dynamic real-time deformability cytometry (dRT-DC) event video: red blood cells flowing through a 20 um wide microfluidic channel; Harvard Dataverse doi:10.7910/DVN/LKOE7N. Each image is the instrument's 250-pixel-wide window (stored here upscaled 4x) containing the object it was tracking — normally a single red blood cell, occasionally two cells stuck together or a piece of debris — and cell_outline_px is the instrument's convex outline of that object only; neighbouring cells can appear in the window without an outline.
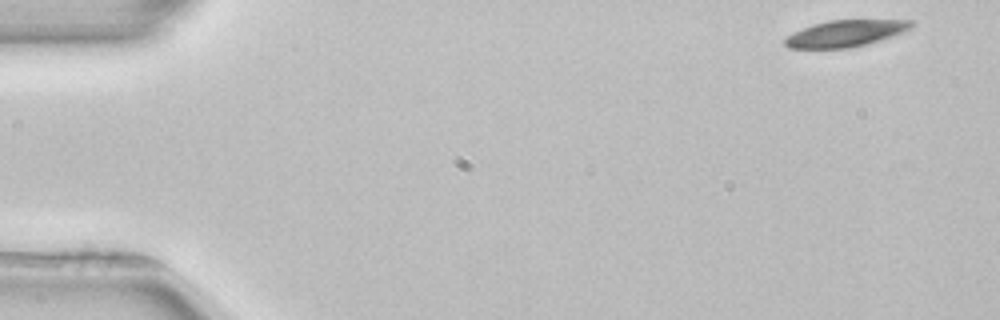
{"species": "common noctule bat (a hibernating species)", "species_latin": "Nyctalus noctula", "temperature_condition": "room temperature", "stored_images_in_passage": 50, "camera_frame_rate_fps": 3000, "um_per_image_px": 0.085, "animal": {"sex": "female", "body_mass_g": 22.7, "forearm_length_mm": 54.2}, "frame": {"image": 1, "passage_image": 1, "time_ms": 0.0, "image_size_px": [1000, 320], "cell_outline_px": [[912, 24], [908, 28], [892, 36], [880, 40], [848, 48], [788, 48], [784, 44], [784, 40], [788, 36], [804, 28], [828, 20], [912, 20]], "centroid_in_image_um": [71.83, 2.84], "position_along_channel_um": 13.2, "area_um2": 18.96}}
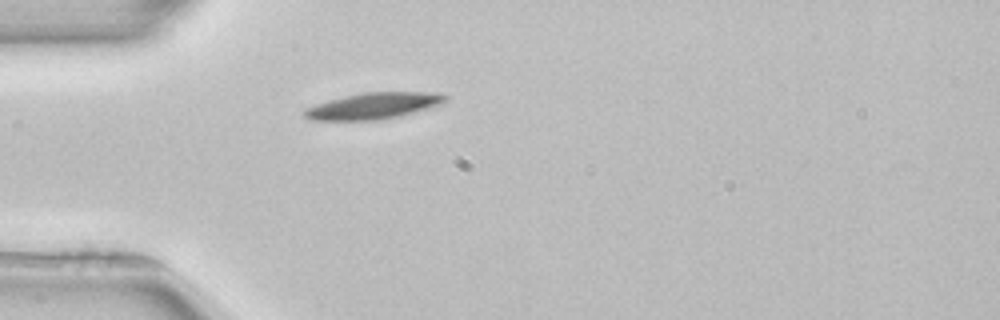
{"frame": {"image": 2, "passage_image": 13, "time_ms": 4.0, "image_size_px": [1000, 320], "cell_outline_px": [[448, 100], [444, 104], [432, 108], [400, 116], [380, 120], [312, 120], [304, 116], [300, 112], [304, 108], [328, 100], [344, 96], [364, 92], [436, 92], [448, 96]], "centroid_in_image_um": [31.79, 9.0], "position_along_channel_um": 53.2, "area_um2": 22.02}}
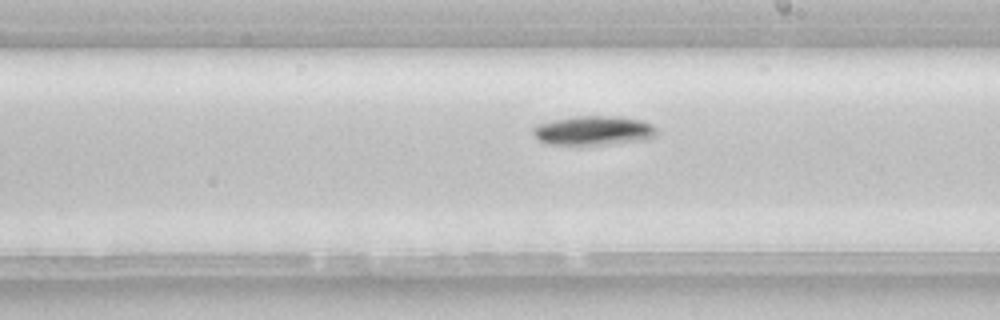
{"frame": {"image": 3, "passage_image": 28, "time_ms": 9.0, "image_size_px": [1000, 320], "cell_outline_px": [[656, 136], [648, 140], [604, 144], [544, 144], [532, 132], [532, 128], [536, 124], [552, 120], [572, 116], [616, 116], [640, 120], [652, 124], [656, 128]], "centroid_in_image_um": [50.45, 11.09], "position_along_channel_um": 238.6, "area_um2": 21.15}, "authors_computed_cell_mechanics": {"area_um2": 20.7213, "velocity_mm_per_s": 3.8925, "shape_relaxation_time_tau1_ms": 2.3209, "shape_relaxation_time_tau2_ms": null, "deformation_change_tau1": 0.0894, "deformation_change_tau2": null}}